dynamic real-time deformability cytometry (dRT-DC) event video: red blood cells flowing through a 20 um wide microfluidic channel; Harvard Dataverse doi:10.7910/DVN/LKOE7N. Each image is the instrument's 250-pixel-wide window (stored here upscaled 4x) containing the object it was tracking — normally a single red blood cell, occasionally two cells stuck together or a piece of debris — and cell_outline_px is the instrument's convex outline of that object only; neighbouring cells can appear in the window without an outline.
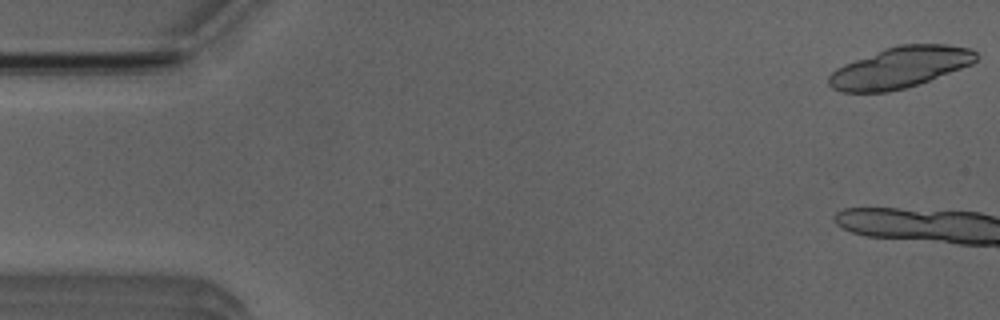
{"species": "Egyptian fruit bat (a non-hibernating species)", "species_latin": "Rousettus aegyptiacus", "temperature_condition": "room temperature", "stored_images_in_passage": 3, "camera_frame_rate_fps": 3000, "um_per_image_px": 0.085, "animal": {"sex": "male"}, "frame": {"image": 1, "passage_image": 1, "time_ms": 0.0, "image_size_px": [1000, 320], "cell_outline_px": [[976, 60], [972, 64], [928, 80], [904, 88], [888, 92], [840, 92], [832, 88], [828, 84], [828, 76], [836, 68], [844, 64], [884, 48], [900, 44], [948, 44], [972, 48], [976, 52]], "centroid_in_image_um": [76.48, 5.72], "position_along_channel_um": 8.5, "area_um2": 35.08}}